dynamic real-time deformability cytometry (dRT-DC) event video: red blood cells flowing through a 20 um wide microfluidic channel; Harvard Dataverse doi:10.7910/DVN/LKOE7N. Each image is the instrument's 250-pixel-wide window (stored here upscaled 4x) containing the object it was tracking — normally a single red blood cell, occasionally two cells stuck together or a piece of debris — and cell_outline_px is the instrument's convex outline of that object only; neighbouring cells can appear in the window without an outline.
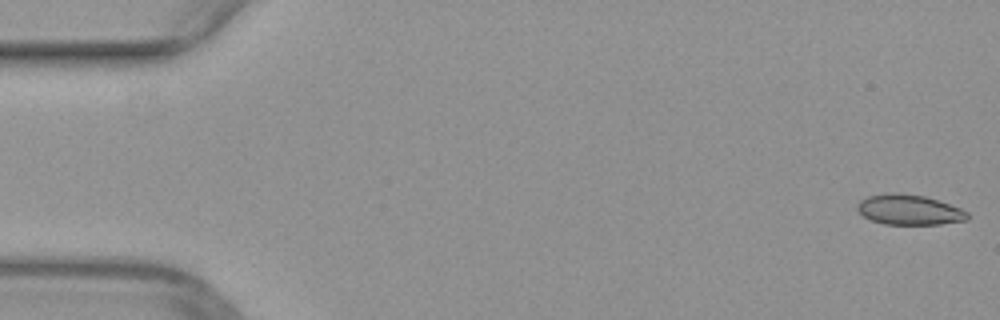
{"species": "common noctule bat (a hibernating species)", "species_latin": "Nyctalus noctula", "temperature_condition": "warm", "stored_images_in_passage": 50, "camera_frame_rate_fps": 3000, "um_per_image_px": 0.085, "animal": {"sex": "female", "body_mass_g": 29.2, "forearm_length_mm": 56.3}, "frame": {"image": 1, "passage_image": 1, "time_ms": 0.0, "image_size_px": [1000, 320], "cell_outline_px": [[968, 220], [940, 224], [884, 224], [872, 220], [864, 216], [856, 208], [856, 204], [860, 200], [868, 196], [892, 192], [900, 192], [924, 196], [960, 208], [968, 212]], "centroid_in_image_um": [77.26, 17.82], "position_along_channel_um": 7.7, "area_um2": 19.31}}
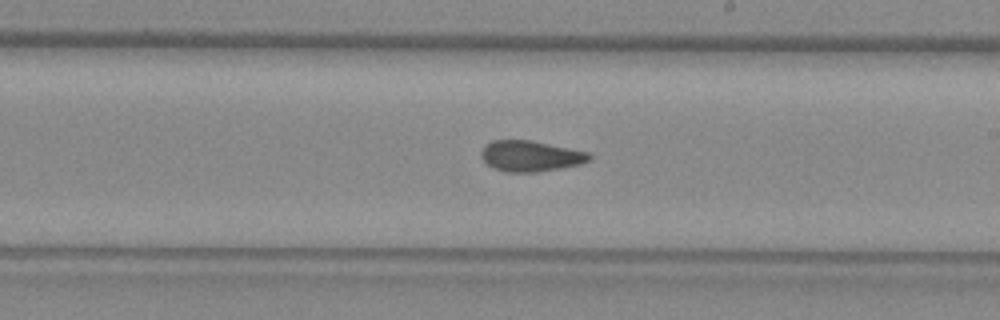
{"frame": {"image": 2, "passage_image": 29, "time_ms": 9.333, "image_size_px": [1000, 320], "cell_outline_px": [[592, 160], [580, 164], [560, 168], [536, 172], [504, 172], [492, 168], [480, 156], [480, 152], [492, 140], [532, 140], [588, 152], [592, 156]], "centroid_in_image_um": [45.1, 13.27], "position_along_channel_um": 243.9, "area_um2": 19.42}}
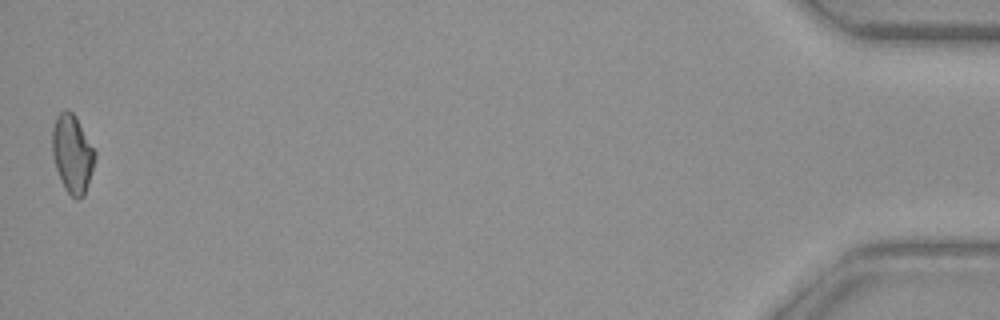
{"frame": {"image": 3, "passage_image": 50, "time_ms": 16.333, "image_size_px": [1000, 320], "cell_outline_px": [[96, 156], [88, 184], [84, 196], [76, 200], [64, 188], [60, 180], [56, 168], [52, 152], [52, 128], [56, 116], [64, 108], [68, 108], [76, 116], [96, 152]], "centroid_in_image_um": [6.14, 13.04], "position_along_channel_um": 429.1, "area_um2": 19.59}}